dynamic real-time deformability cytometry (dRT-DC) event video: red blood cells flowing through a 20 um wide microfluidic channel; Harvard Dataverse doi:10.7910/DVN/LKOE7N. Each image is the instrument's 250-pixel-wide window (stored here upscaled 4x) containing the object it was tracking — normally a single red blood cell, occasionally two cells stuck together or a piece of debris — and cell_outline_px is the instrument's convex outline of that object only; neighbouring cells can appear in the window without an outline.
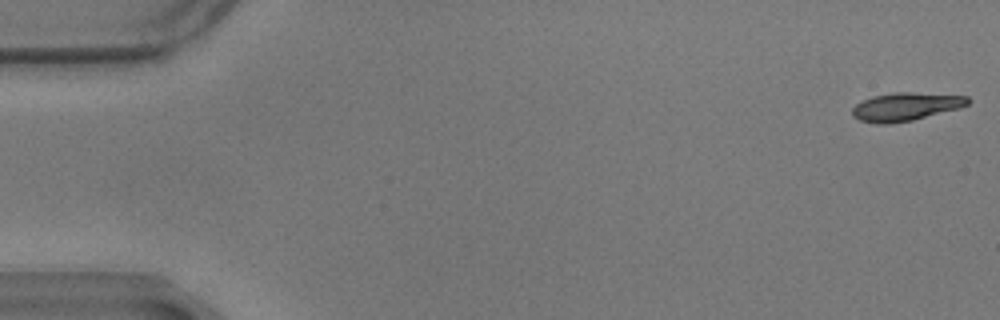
{"species": "common noctule bat (a hibernating species)", "species_latin": "Nyctalus noctula", "temperature_condition": "warm", "stored_images_in_passage": 16, "camera_frame_rate_fps": 3000, "um_per_image_px": 0.085, "animal": {"sex": "male", "body_mass_g": 17.9}, "frame": {"image": 1, "passage_image": 1, "time_ms": 0.0, "image_size_px": [1000, 320], "cell_outline_px": [[972, 100], [968, 104], [960, 108], [912, 120], [888, 124], [876, 124], [860, 120], [852, 116], [852, 108], [860, 100], [872, 96], [892, 92], [912, 92], [968, 96]], "centroid_in_image_um": [76.97, 9.06], "position_along_channel_um": 8.0, "area_um2": 19.19}}